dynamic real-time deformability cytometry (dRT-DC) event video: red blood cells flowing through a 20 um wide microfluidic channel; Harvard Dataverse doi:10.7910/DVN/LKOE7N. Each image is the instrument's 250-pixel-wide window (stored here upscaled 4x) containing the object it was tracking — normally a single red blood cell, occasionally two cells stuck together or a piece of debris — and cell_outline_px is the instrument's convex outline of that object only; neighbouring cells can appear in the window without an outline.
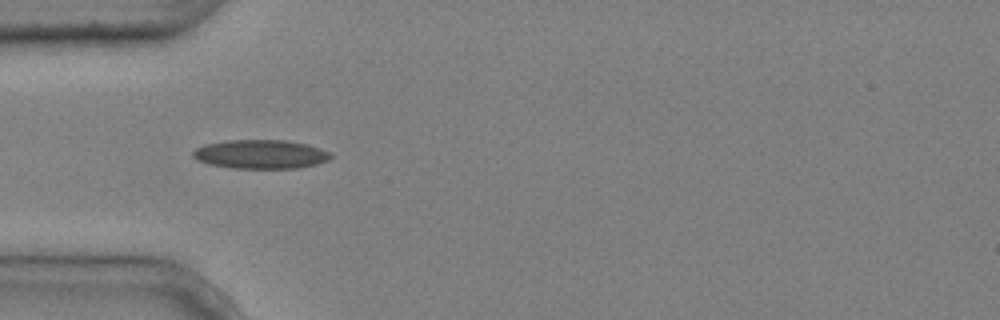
{"species": "common noctule bat (a hibernating species)", "species_latin": "Nyctalus noctula", "temperature_condition": "cold", "stored_images_in_passage": 5, "camera_frame_rate_fps": 3000, "um_per_image_px": 0.085, "animal": {"sex": "male", "body_mass_g": 20.4}, "frame": {"image": 1, "passage_image": 4, "time_ms": 1.0, "image_size_px": [1000, 320], "cell_outline_px": [[332, 156], [328, 160], [316, 164], [296, 168], [232, 168], [208, 164], [196, 160], [192, 156], [192, 152], [196, 148], [204, 144], [228, 140], [288, 140], [308, 144], [332, 152]], "centroid_in_image_um": [22.15, 13.1], "position_along_channel_um": 62.9, "area_um2": 23.41}}